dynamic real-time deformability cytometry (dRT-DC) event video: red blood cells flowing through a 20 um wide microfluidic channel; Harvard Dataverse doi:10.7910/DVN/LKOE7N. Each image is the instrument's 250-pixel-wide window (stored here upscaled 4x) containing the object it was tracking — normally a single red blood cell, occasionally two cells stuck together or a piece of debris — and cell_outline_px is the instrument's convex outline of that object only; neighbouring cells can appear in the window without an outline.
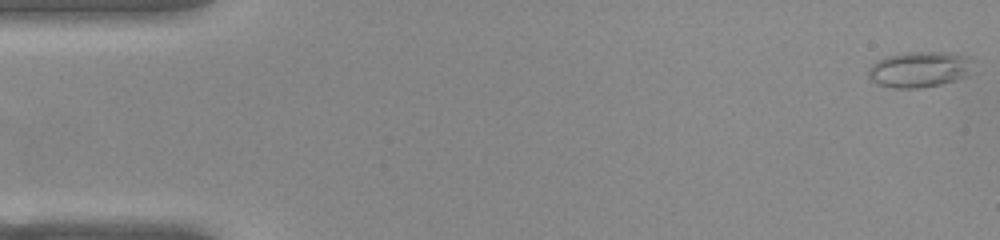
{"species": "common noctule bat (a hibernating species)", "species_latin": "Nyctalus noctula", "temperature_condition": "warm", "stored_images_in_passage": 52, "camera_frame_rate_fps": 3000, "um_per_image_px": 0.085, "animal": {"sex": "female", "body_mass_g": 22.0, "forearm_length_mm": 56.7}, "frame": {"image": 1, "passage_image": 1, "time_ms": 0.0, "image_size_px": [1000, 240], "cell_outline_px": [[976, 60], [968, 76], [940, 84], [920, 88], [892, 88], [876, 84], [868, 76], [868, 68], [876, 60], [888, 56], [904, 52], [948, 52], [968, 56]], "centroid_in_image_um": [78.18, 5.89], "position_along_channel_um": 6.8, "area_um2": 22.25}}
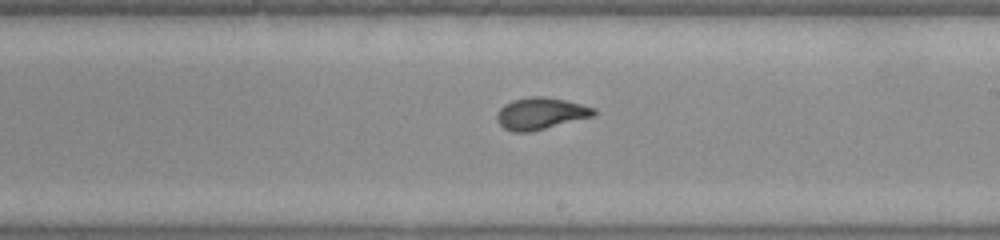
{"frame": {"image": 2, "passage_image": 30, "time_ms": 9.667, "image_size_px": [1000, 240], "cell_outline_px": [[596, 116], [532, 132], [512, 132], [504, 128], [500, 124], [496, 116], [500, 108], [504, 104], [512, 100], [532, 96], [544, 96], [564, 100], [596, 108]], "centroid_in_image_um": [45.98, 9.66], "position_along_channel_um": 243.0, "area_um2": 18.15}}
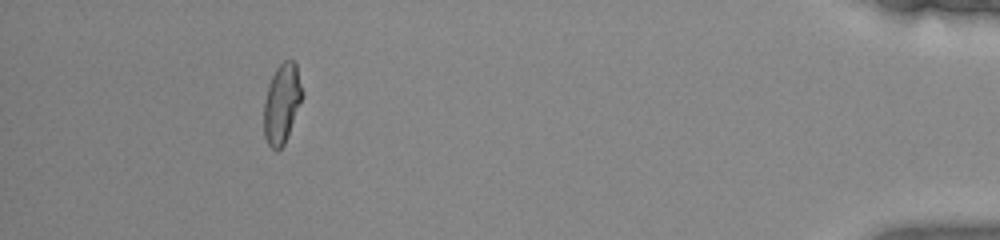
{"frame": {"image": 3, "passage_image": 48, "time_ms": 15.667, "image_size_px": [1000, 240], "cell_outline_px": [[304, 92], [284, 144], [276, 152], [268, 144], [264, 136], [264, 100], [268, 84], [276, 68], [284, 60], [292, 60], [296, 64]], "centroid_in_image_um": [23.95, 8.78], "position_along_channel_um": 411.3, "area_um2": 17.69}, "authors_computed_cell_mechanics": {"area_um2": 18.0914, "velocity_mm_per_s": 3.8897, "shape_relaxation_time_tau1_ms": null, "shape_relaxation_time_tau2_ms": 0.7977, "deformation_change_tau1": null, "deformation_change_tau2": 0.0646}}